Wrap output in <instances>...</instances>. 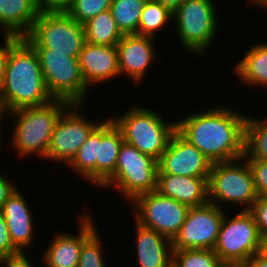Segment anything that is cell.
<instances>
[{"label": "cell", "mask_w": 267, "mask_h": 267, "mask_svg": "<svg viewBox=\"0 0 267 267\" xmlns=\"http://www.w3.org/2000/svg\"><path fill=\"white\" fill-rule=\"evenodd\" d=\"M74 0H39L42 10L65 11Z\"/></svg>", "instance_id": "cell-38"}, {"label": "cell", "mask_w": 267, "mask_h": 267, "mask_svg": "<svg viewBox=\"0 0 267 267\" xmlns=\"http://www.w3.org/2000/svg\"><path fill=\"white\" fill-rule=\"evenodd\" d=\"M243 267H267V258L257 253L250 257Z\"/></svg>", "instance_id": "cell-39"}, {"label": "cell", "mask_w": 267, "mask_h": 267, "mask_svg": "<svg viewBox=\"0 0 267 267\" xmlns=\"http://www.w3.org/2000/svg\"><path fill=\"white\" fill-rule=\"evenodd\" d=\"M158 160L141 153L129 143L120 148L114 174L100 189L118 190L122 198L131 202L135 197L157 188Z\"/></svg>", "instance_id": "cell-7"}, {"label": "cell", "mask_w": 267, "mask_h": 267, "mask_svg": "<svg viewBox=\"0 0 267 267\" xmlns=\"http://www.w3.org/2000/svg\"><path fill=\"white\" fill-rule=\"evenodd\" d=\"M1 267H35L27 252L1 258Z\"/></svg>", "instance_id": "cell-36"}, {"label": "cell", "mask_w": 267, "mask_h": 267, "mask_svg": "<svg viewBox=\"0 0 267 267\" xmlns=\"http://www.w3.org/2000/svg\"><path fill=\"white\" fill-rule=\"evenodd\" d=\"M84 104H71L57 121L45 160L67 166L88 135L101 121H91L82 114ZM79 110V111H78Z\"/></svg>", "instance_id": "cell-12"}, {"label": "cell", "mask_w": 267, "mask_h": 267, "mask_svg": "<svg viewBox=\"0 0 267 267\" xmlns=\"http://www.w3.org/2000/svg\"><path fill=\"white\" fill-rule=\"evenodd\" d=\"M235 64L232 70L242 85L267 88V42L254 43Z\"/></svg>", "instance_id": "cell-23"}, {"label": "cell", "mask_w": 267, "mask_h": 267, "mask_svg": "<svg viewBox=\"0 0 267 267\" xmlns=\"http://www.w3.org/2000/svg\"><path fill=\"white\" fill-rule=\"evenodd\" d=\"M98 151V125L88 135L72 161L67 165L70 170L88 183L96 186V157ZM77 174V175H76Z\"/></svg>", "instance_id": "cell-24"}, {"label": "cell", "mask_w": 267, "mask_h": 267, "mask_svg": "<svg viewBox=\"0 0 267 267\" xmlns=\"http://www.w3.org/2000/svg\"><path fill=\"white\" fill-rule=\"evenodd\" d=\"M18 188L8 197L0 212L6 219L13 245L20 252H27L35 241L34 218L28 200ZM28 204V205H27ZM32 245V246H31Z\"/></svg>", "instance_id": "cell-18"}, {"label": "cell", "mask_w": 267, "mask_h": 267, "mask_svg": "<svg viewBox=\"0 0 267 267\" xmlns=\"http://www.w3.org/2000/svg\"><path fill=\"white\" fill-rule=\"evenodd\" d=\"M86 42L115 46L123 34L118 29L110 10L102 12L84 24Z\"/></svg>", "instance_id": "cell-25"}, {"label": "cell", "mask_w": 267, "mask_h": 267, "mask_svg": "<svg viewBox=\"0 0 267 267\" xmlns=\"http://www.w3.org/2000/svg\"><path fill=\"white\" fill-rule=\"evenodd\" d=\"M20 253V251L13 245L6 219L0 212V258L13 256Z\"/></svg>", "instance_id": "cell-34"}, {"label": "cell", "mask_w": 267, "mask_h": 267, "mask_svg": "<svg viewBox=\"0 0 267 267\" xmlns=\"http://www.w3.org/2000/svg\"><path fill=\"white\" fill-rule=\"evenodd\" d=\"M156 38L137 34L123 35L116 44L120 77L128 76L136 85L146 78L151 65L156 63L159 53ZM155 41V42H154ZM142 81V82H141Z\"/></svg>", "instance_id": "cell-16"}, {"label": "cell", "mask_w": 267, "mask_h": 267, "mask_svg": "<svg viewBox=\"0 0 267 267\" xmlns=\"http://www.w3.org/2000/svg\"><path fill=\"white\" fill-rule=\"evenodd\" d=\"M7 116V112H6V110H5V108H4V106H3V103H2V100H1V98H0V140L2 141V136L1 135H3V133L1 134V131H3L2 129H1V125H3L2 123H3V121L6 119L5 117ZM0 141V142H1Z\"/></svg>", "instance_id": "cell-42"}, {"label": "cell", "mask_w": 267, "mask_h": 267, "mask_svg": "<svg viewBox=\"0 0 267 267\" xmlns=\"http://www.w3.org/2000/svg\"><path fill=\"white\" fill-rule=\"evenodd\" d=\"M212 163L177 131L158 160L157 174L209 178Z\"/></svg>", "instance_id": "cell-14"}, {"label": "cell", "mask_w": 267, "mask_h": 267, "mask_svg": "<svg viewBox=\"0 0 267 267\" xmlns=\"http://www.w3.org/2000/svg\"><path fill=\"white\" fill-rule=\"evenodd\" d=\"M208 189L209 202L221 209H226L231 205L236 208L239 206L241 210H250L259 198L245 157L213 163L208 179ZM224 204L226 208L223 207Z\"/></svg>", "instance_id": "cell-6"}, {"label": "cell", "mask_w": 267, "mask_h": 267, "mask_svg": "<svg viewBox=\"0 0 267 267\" xmlns=\"http://www.w3.org/2000/svg\"><path fill=\"white\" fill-rule=\"evenodd\" d=\"M246 4H249V7L252 6V7H258L261 9L267 8V0H247Z\"/></svg>", "instance_id": "cell-41"}, {"label": "cell", "mask_w": 267, "mask_h": 267, "mask_svg": "<svg viewBox=\"0 0 267 267\" xmlns=\"http://www.w3.org/2000/svg\"><path fill=\"white\" fill-rule=\"evenodd\" d=\"M211 249H182L172 253V267H223Z\"/></svg>", "instance_id": "cell-29"}, {"label": "cell", "mask_w": 267, "mask_h": 267, "mask_svg": "<svg viewBox=\"0 0 267 267\" xmlns=\"http://www.w3.org/2000/svg\"><path fill=\"white\" fill-rule=\"evenodd\" d=\"M223 267H243V266H229V265H224Z\"/></svg>", "instance_id": "cell-45"}, {"label": "cell", "mask_w": 267, "mask_h": 267, "mask_svg": "<svg viewBox=\"0 0 267 267\" xmlns=\"http://www.w3.org/2000/svg\"><path fill=\"white\" fill-rule=\"evenodd\" d=\"M50 95L71 104H84L90 88L86 85L79 60L49 48H34Z\"/></svg>", "instance_id": "cell-10"}, {"label": "cell", "mask_w": 267, "mask_h": 267, "mask_svg": "<svg viewBox=\"0 0 267 267\" xmlns=\"http://www.w3.org/2000/svg\"><path fill=\"white\" fill-rule=\"evenodd\" d=\"M225 211L211 202L190 207L181 229L171 240L172 250H213Z\"/></svg>", "instance_id": "cell-13"}, {"label": "cell", "mask_w": 267, "mask_h": 267, "mask_svg": "<svg viewBox=\"0 0 267 267\" xmlns=\"http://www.w3.org/2000/svg\"><path fill=\"white\" fill-rule=\"evenodd\" d=\"M0 98L7 113L54 99L47 89L39 57L24 38L10 49Z\"/></svg>", "instance_id": "cell-2"}, {"label": "cell", "mask_w": 267, "mask_h": 267, "mask_svg": "<svg viewBox=\"0 0 267 267\" xmlns=\"http://www.w3.org/2000/svg\"><path fill=\"white\" fill-rule=\"evenodd\" d=\"M70 105L66 100L53 99L44 105L7 113V116L13 118L11 123H14L11 127L10 147L14 149L18 159L30 155L43 160L46 158L55 125Z\"/></svg>", "instance_id": "cell-3"}, {"label": "cell", "mask_w": 267, "mask_h": 267, "mask_svg": "<svg viewBox=\"0 0 267 267\" xmlns=\"http://www.w3.org/2000/svg\"><path fill=\"white\" fill-rule=\"evenodd\" d=\"M217 104L176 120V131L212 164L244 157L247 115Z\"/></svg>", "instance_id": "cell-1"}, {"label": "cell", "mask_w": 267, "mask_h": 267, "mask_svg": "<svg viewBox=\"0 0 267 267\" xmlns=\"http://www.w3.org/2000/svg\"><path fill=\"white\" fill-rule=\"evenodd\" d=\"M112 0H74L65 10L79 24L84 25L98 14L110 9Z\"/></svg>", "instance_id": "cell-30"}, {"label": "cell", "mask_w": 267, "mask_h": 267, "mask_svg": "<svg viewBox=\"0 0 267 267\" xmlns=\"http://www.w3.org/2000/svg\"><path fill=\"white\" fill-rule=\"evenodd\" d=\"M86 212V213H85ZM78 216L77 234L68 232H55L52 241L44 249L41 256L43 265L46 267H78L83 243L98 229L96 220L89 211H85ZM88 212V213H87Z\"/></svg>", "instance_id": "cell-15"}, {"label": "cell", "mask_w": 267, "mask_h": 267, "mask_svg": "<svg viewBox=\"0 0 267 267\" xmlns=\"http://www.w3.org/2000/svg\"><path fill=\"white\" fill-rule=\"evenodd\" d=\"M42 9L39 0H0V31L24 38Z\"/></svg>", "instance_id": "cell-22"}, {"label": "cell", "mask_w": 267, "mask_h": 267, "mask_svg": "<svg viewBox=\"0 0 267 267\" xmlns=\"http://www.w3.org/2000/svg\"><path fill=\"white\" fill-rule=\"evenodd\" d=\"M173 13L166 7H163L154 0H147L142 10L139 25L138 35L150 36L155 38L156 32L167 29V24L172 21Z\"/></svg>", "instance_id": "cell-28"}, {"label": "cell", "mask_w": 267, "mask_h": 267, "mask_svg": "<svg viewBox=\"0 0 267 267\" xmlns=\"http://www.w3.org/2000/svg\"><path fill=\"white\" fill-rule=\"evenodd\" d=\"M163 7L168 8L172 13L180 6L184 0H154Z\"/></svg>", "instance_id": "cell-40"}, {"label": "cell", "mask_w": 267, "mask_h": 267, "mask_svg": "<svg viewBox=\"0 0 267 267\" xmlns=\"http://www.w3.org/2000/svg\"><path fill=\"white\" fill-rule=\"evenodd\" d=\"M261 197L267 199V190L261 195Z\"/></svg>", "instance_id": "cell-44"}, {"label": "cell", "mask_w": 267, "mask_h": 267, "mask_svg": "<svg viewBox=\"0 0 267 267\" xmlns=\"http://www.w3.org/2000/svg\"><path fill=\"white\" fill-rule=\"evenodd\" d=\"M97 229L82 245L78 267H106L104 246Z\"/></svg>", "instance_id": "cell-31"}, {"label": "cell", "mask_w": 267, "mask_h": 267, "mask_svg": "<svg viewBox=\"0 0 267 267\" xmlns=\"http://www.w3.org/2000/svg\"><path fill=\"white\" fill-rule=\"evenodd\" d=\"M146 1L112 0L109 10L123 35H138L139 20Z\"/></svg>", "instance_id": "cell-27"}, {"label": "cell", "mask_w": 267, "mask_h": 267, "mask_svg": "<svg viewBox=\"0 0 267 267\" xmlns=\"http://www.w3.org/2000/svg\"><path fill=\"white\" fill-rule=\"evenodd\" d=\"M2 38L4 40L3 43L0 45V90L4 81L5 68L10 49L21 39V37L13 35H4Z\"/></svg>", "instance_id": "cell-35"}, {"label": "cell", "mask_w": 267, "mask_h": 267, "mask_svg": "<svg viewBox=\"0 0 267 267\" xmlns=\"http://www.w3.org/2000/svg\"><path fill=\"white\" fill-rule=\"evenodd\" d=\"M130 105L121 115L110 118L122 132L124 142L159 160L176 132V121L168 122L152 107L135 102Z\"/></svg>", "instance_id": "cell-4"}, {"label": "cell", "mask_w": 267, "mask_h": 267, "mask_svg": "<svg viewBox=\"0 0 267 267\" xmlns=\"http://www.w3.org/2000/svg\"><path fill=\"white\" fill-rule=\"evenodd\" d=\"M227 212L228 209L213 251L224 265L243 266L250 257L259 253L261 235L249 210L239 209L233 217Z\"/></svg>", "instance_id": "cell-9"}, {"label": "cell", "mask_w": 267, "mask_h": 267, "mask_svg": "<svg viewBox=\"0 0 267 267\" xmlns=\"http://www.w3.org/2000/svg\"><path fill=\"white\" fill-rule=\"evenodd\" d=\"M24 39L33 48H49L75 58H79L86 43L84 25L66 11L42 10Z\"/></svg>", "instance_id": "cell-8"}, {"label": "cell", "mask_w": 267, "mask_h": 267, "mask_svg": "<svg viewBox=\"0 0 267 267\" xmlns=\"http://www.w3.org/2000/svg\"><path fill=\"white\" fill-rule=\"evenodd\" d=\"M249 211L255 218L261 238L267 237V199L259 196Z\"/></svg>", "instance_id": "cell-33"}, {"label": "cell", "mask_w": 267, "mask_h": 267, "mask_svg": "<svg viewBox=\"0 0 267 267\" xmlns=\"http://www.w3.org/2000/svg\"><path fill=\"white\" fill-rule=\"evenodd\" d=\"M78 60L82 77L90 89L97 83L102 85L120 76L116 45L103 46L86 42Z\"/></svg>", "instance_id": "cell-17"}, {"label": "cell", "mask_w": 267, "mask_h": 267, "mask_svg": "<svg viewBox=\"0 0 267 267\" xmlns=\"http://www.w3.org/2000/svg\"><path fill=\"white\" fill-rule=\"evenodd\" d=\"M259 253L267 258V237L261 238V245Z\"/></svg>", "instance_id": "cell-43"}, {"label": "cell", "mask_w": 267, "mask_h": 267, "mask_svg": "<svg viewBox=\"0 0 267 267\" xmlns=\"http://www.w3.org/2000/svg\"><path fill=\"white\" fill-rule=\"evenodd\" d=\"M247 116L244 157L246 160H267V118Z\"/></svg>", "instance_id": "cell-26"}, {"label": "cell", "mask_w": 267, "mask_h": 267, "mask_svg": "<svg viewBox=\"0 0 267 267\" xmlns=\"http://www.w3.org/2000/svg\"><path fill=\"white\" fill-rule=\"evenodd\" d=\"M208 179L157 174L156 191L189 207L200 206L209 202Z\"/></svg>", "instance_id": "cell-19"}, {"label": "cell", "mask_w": 267, "mask_h": 267, "mask_svg": "<svg viewBox=\"0 0 267 267\" xmlns=\"http://www.w3.org/2000/svg\"><path fill=\"white\" fill-rule=\"evenodd\" d=\"M217 9L214 0H184L173 12L174 29L185 51L202 58L210 50L219 32Z\"/></svg>", "instance_id": "cell-5"}, {"label": "cell", "mask_w": 267, "mask_h": 267, "mask_svg": "<svg viewBox=\"0 0 267 267\" xmlns=\"http://www.w3.org/2000/svg\"><path fill=\"white\" fill-rule=\"evenodd\" d=\"M106 118L98 124L96 188H100L114 174L118 154L124 142L122 132L110 115Z\"/></svg>", "instance_id": "cell-21"}, {"label": "cell", "mask_w": 267, "mask_h": 267, "mask_svg": "<svg viewBox=\"0 0 267 267\" xmlns=\"http://www.w3.org/2000/svg\"><path fill=\"white\" fill-rule=\"evenodd\" d=\"M259 196L267 190V160H247Z\"/></svg>", "instance_id": "cell-32"}, {"label": "cell", "mask_w": 267, "mask_h": 267, "mask_svg": "<svg viewBox=\"0 0 267 267\" xmlns=\"http://www.w3.org/2000/svg\"><path fill=\"white\" fill-rule=\"evenodd\" d=\"M130 206L134 222L153 229L170 240L181 229L190 208L156 190L135 197Z\"/></svg>", "instance_id": "cell-11"}, {"label": "cell", "mask_w": 267, "mask_h": 267, "mask_svg": "<svg viewBox=\"0 0 267 267\" xmlns=\"http://www.w3.org/2000/svg\"><path fill=\"white\" fill-rule=\"evenodd\" d=\"M135 224L136 266L139 267H172L171 240L159 232Z\"/></svg>", "instance_id": "cell-20"}, {"label": "cell", "mask_w": 267, "mask_h": 267, "mask_svg": "<svg viewBox=\"0 0 267 267\" xmlns=\"http://www.w3.org/2000/svg\"><path fill=\"white\" fill-rule=\"evenodd\" d=\"M0 173V210L8 197L17 189V185L11 179ZM7 177V178H6Z\"/></svg>", "instance_id": "cell-37"}]
</instances>
